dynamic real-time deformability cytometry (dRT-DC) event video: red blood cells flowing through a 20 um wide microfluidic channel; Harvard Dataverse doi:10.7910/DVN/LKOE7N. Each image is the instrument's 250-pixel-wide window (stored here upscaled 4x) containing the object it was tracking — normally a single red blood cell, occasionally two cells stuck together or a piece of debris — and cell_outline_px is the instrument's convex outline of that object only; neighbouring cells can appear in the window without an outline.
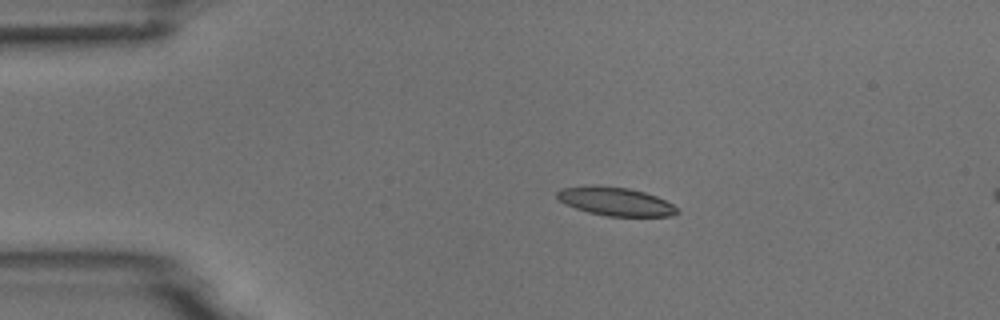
{"species": "common noctule bat (a hibernating species)", "species_latin": "Nyctalus noctula", "temperature_condition": "room temperature", "stored_images_in_passage": 5, "camera_frame_rate_fps": 3000, "um_per_image_px": 0.085, "animal": {"sex": "male", "body_mass_g": 18.8}, "frame": {"image": 1, "passage_image": 3, "time_ms": 0.667, "image_size_px": [1000, 320], "cell_outline_px": [[680, 212], [672, 216], [608, 216], [588, 212], [564, 204], [556, 196], [556, 192], [560, 188], [628, 188], [644, 192], [656, 196], [672, 204]], "centroid_in_image_um": [52.37, 17.17], "position_along_channel_um": 32.6, "area_um2": 19.02}}